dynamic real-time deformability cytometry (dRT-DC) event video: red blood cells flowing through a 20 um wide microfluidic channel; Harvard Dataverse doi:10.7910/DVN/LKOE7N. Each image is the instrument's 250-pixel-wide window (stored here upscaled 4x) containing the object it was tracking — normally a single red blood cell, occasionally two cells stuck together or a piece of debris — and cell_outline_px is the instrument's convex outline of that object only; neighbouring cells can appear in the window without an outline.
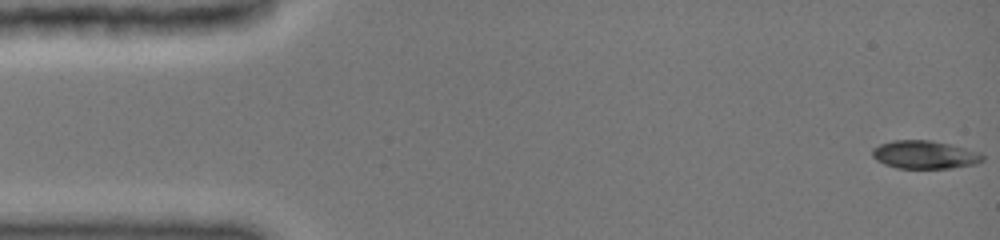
{"species": "common noctule bat (a hibernating species)", "species_latin": "Nyctalus noctula", "temperature_condition": "cold", "stored_images_in_passage": 38, "camera_frame_rate_fps": 3000, "um_per_image_px": 0.085, "animal": {"sex": "female", "body_mass_g": 19.0, "forearm_length_mm": 51.5}, "frame": {"image": 1, "passage_image": 1, "time_ms": 0.0, "image_size_px": [1000, 240], "cell_outline_px": [[984, 160], [976, 164], [952, 168], [896, 168], [884, 164], [876, 160], [872, 156], [872, 148], [880, 144], [892, 140], [932, 140], [980, 152], [984, 156]], "centroid_in_image_um": [78.58, 13.15], "position_along_channel_um": 6.4, "area_um2": 18.15}}
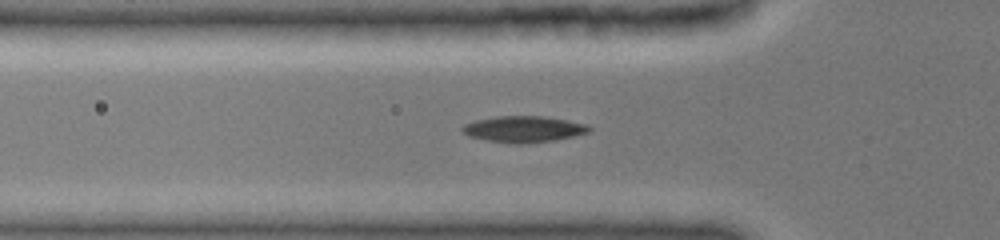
{"frame": {"image": 2, "passage_image": 31, "time_ms": 5.0, "image_size_px": [1000, 240], "cell_outline_px": [[592, 128], [588, 132], [572, 136], [552, 140], [528, 144], [508, 144], [484, 140], [468, 136], [460, 128], [464, 124], [476, 120], [496, 116], [544, 116], [584, 124]], "centroid_in_image_um": [44.43, 10.99], "position_along_channel_um": 81.4, "area_um2": 19.36}}
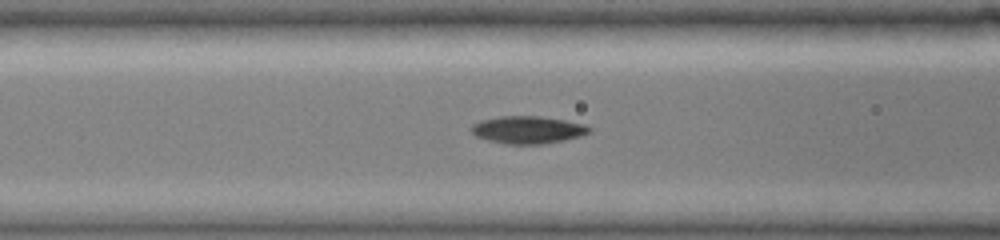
{"frame": {"image": 3, "passage_image": 37, "time_ms": 6.0, "image_size_px": [1000, 240], "cell_outline_px": [[592, 132], [580, 136], [564, 140], [544, 144], [504, 144], [488, 140], [476, 136], [468, 128], [472, 124], [480, 120], [500, 116], [540, 116], [564, 120], [584, 124], [592, 128]], "centroid_in_image_um": [44.85, 11.03], "position_along_channel_um": 121.8, "area_um2": 19.07}}